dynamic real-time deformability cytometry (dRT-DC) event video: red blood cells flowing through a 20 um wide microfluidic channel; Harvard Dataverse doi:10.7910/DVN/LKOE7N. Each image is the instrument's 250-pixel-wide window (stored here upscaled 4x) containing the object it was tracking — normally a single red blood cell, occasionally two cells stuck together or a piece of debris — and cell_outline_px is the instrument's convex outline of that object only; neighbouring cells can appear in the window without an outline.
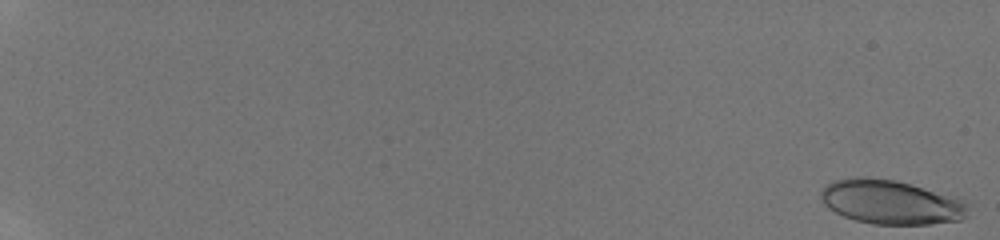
{"species": "human", "species_latin": "Homo sapiens", "temperature_condition": "room temperature", "stored_images_in_passage": 55, "camera_frame_rate_fps": 3000, "um_per_image_px": 0.085, "donor": {"sex": "male"}, "frame": {"image": 1, "passage_image": 1, "time_ms": 0.0, "image_size_px": [1000, 240], "cell_outline_px": [[968, 216], [960, 220], [928, 224], [872, 224], [856, 220], [844, 216], [828, 208], [824, 204], [820, 196], [820, 192], [828, 184], [836, 180], [856, 176], [868, 176], [896, 180], [912, 184], [964, 200], [968, 208]], "centroid_in_image_um": [75.72, 17.17], "position_along_channel_um": 9.3, "area_um2": 37.92}}
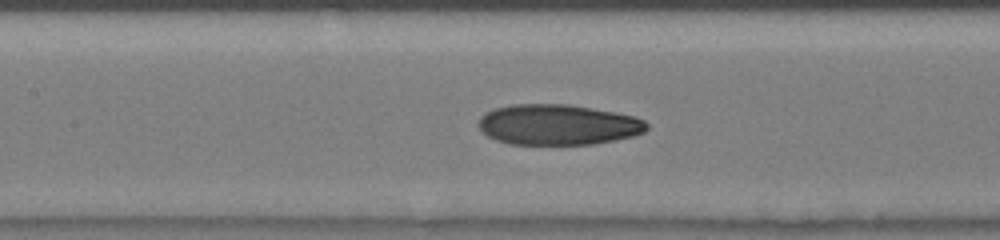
{"frame": {"image": 2, "passage_image": 35, "time_ms": 9.667, "image_size_px": [1000, 240], "cell_outline_px": [[648, 128], [644, 132], [632, 136], [616, 140], [592, 144], [508, 144], [496, 140], [488, 136], [476, 124], [480, 116], [484, 112], [496, 108], [512, 104], [568, 104], [636, 116], [644, 120], [648, 124]], "centroid_in_image_um": [47.41, 10.59], "position_along_channel_um": 160.0, "area_um2": 39.88}}
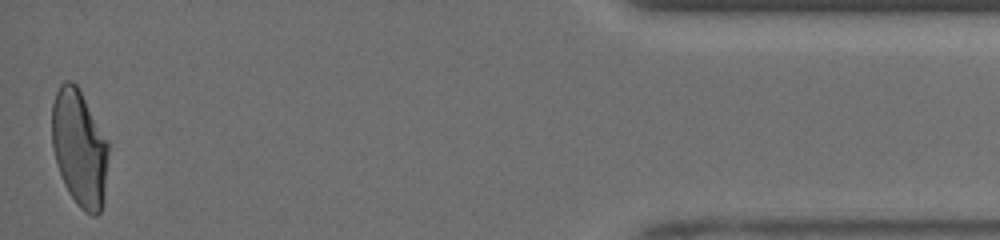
{"frame": {"image": 3, "passage_image": 55, "time_ms": 17.667, "image_size_px": [1000, 240], "cell_outline_px": [[108, 152], [104, 200], [100, 212], [96, 216], [92, 216], [84, 212], [76, 204], [68, 192], [64, 184], [56, 164], [52, 148], [52, 104], [56, 92], [60, 84], [64, 80], [72, 80], [76, 84], [108, 140]], "centroid_in_image_um": [6.74, 12.61], "position_along_channel_um": 428.5, "area_um2": 38.67}, "authors_computed_cell_mechanics": {"area_um2": 38.437, "velocity_mm_per_s": 4.1217, "shape_relaxation_time_tau1_ms": 11.1522, "shape_relaxation_time_tau2_ms": 1.744, "deformation_change_tau1": 0.3097, "deformation_change_tau2": 0.0847}}